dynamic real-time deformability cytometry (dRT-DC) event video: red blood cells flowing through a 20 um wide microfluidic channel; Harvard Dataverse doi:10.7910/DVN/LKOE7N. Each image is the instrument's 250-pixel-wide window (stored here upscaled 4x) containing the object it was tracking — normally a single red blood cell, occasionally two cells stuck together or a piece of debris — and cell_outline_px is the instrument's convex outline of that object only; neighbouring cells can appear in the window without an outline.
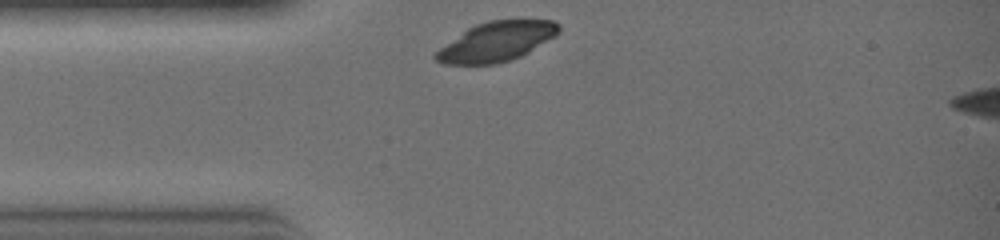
{"species": "common noctule bat (a hibernating species)", "species_latin": "Nyctalus noctula", "temperature_condition": "warm", "stored_images_in_passage": 20, "camera_frame_rate_fps": 3000, "um_per_image_px": 0.085, "animal": {"sex": "female", "body_mass_g": 19.0, "forearm_length_mm": 51.5}, "frame": {"image": 1, "passage_image": 1, "time_ms": 0.0, "image_size_px": [1000, 240], "cell_outline_px": [[560, 32], [556, 36], [528, 52], [520, 56], [496, 64], [444, 64], [436, 60], [432, 56], [440, 48], [468, 28], [476, 24], [488, 20], [520, 16], [552, 20], [560, 24]], "centroid_in_image_um": [42.28, 3.47], "position_along_channel_um": 42.7, "area_um2": 29.02}}
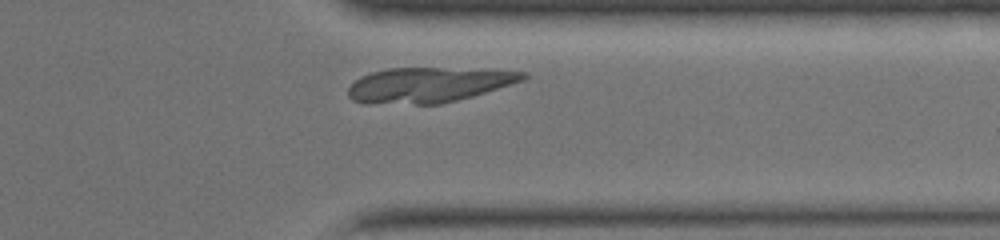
{"frame": {"image": 2, "passage_image": 18, "time_ms": 5.667, "image_size_px": [1000, 240], "cell_outline_px": [[528, 76], [524, 80], [472, 96], [440, 104], [364, 104], [352, 100], [348, 96], [348, 88], [360, 76], [372, 72], [388, 68], [440, 68], [528, 72]], "centroid_in_image_um": [36.35, 7.23], "position_along_channel_um": 375.0, "area_um2": 35.55}}